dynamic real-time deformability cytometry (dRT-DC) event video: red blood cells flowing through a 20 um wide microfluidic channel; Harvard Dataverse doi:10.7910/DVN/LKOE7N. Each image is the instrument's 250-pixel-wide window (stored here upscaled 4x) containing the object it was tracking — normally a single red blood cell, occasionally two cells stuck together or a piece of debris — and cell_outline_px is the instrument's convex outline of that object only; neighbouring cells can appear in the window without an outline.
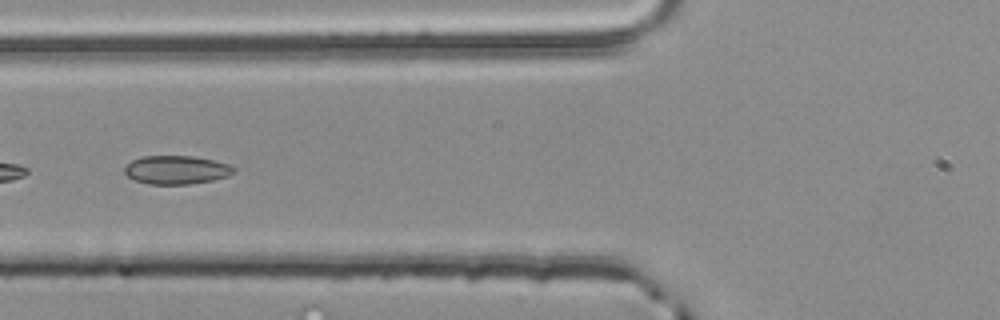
{"species": "common noctule bat (a hibernating species)", "species_latin": "Nyctalus noctula", "temperature_condition": "room temperature", "stored_images_in_passage": 31, "segment_of_instrument_passage": [2, 2], "camera_frame_rate_fps": 3000, "um_per_image_px": 0.085, "animal": {"sex": "male", "body_mass_g": 20.4}, "frame": {"image": 1, "passage_image": 22, "time_ms": 7.0, "image_size_px": [1000, 320], "cell_outline_px": [[236, 172], [228, 176], [212, 180], [188, 184], [148, 184], [136, 180], [128, 176], [124, 172], [124, 168], [132, 160], [144, 156], [192, 156], [212, 160], [228, 164], [236, 168]], "centroid_in_image_um": [15.01, 14.44], "position_along_channel_um": 110.8, "area_um2": 18.03}}
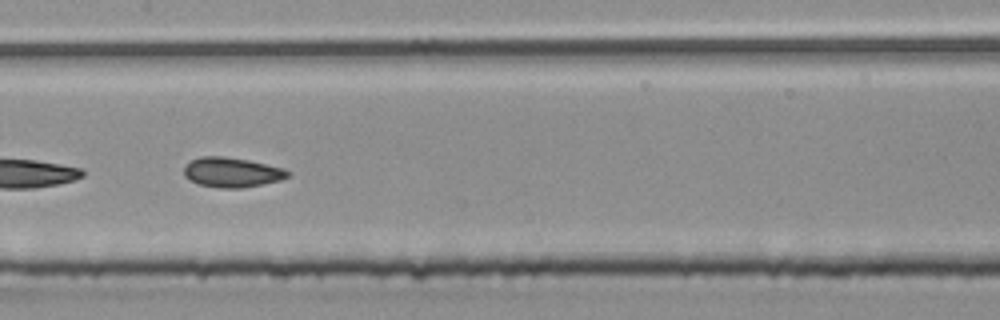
{"frame": {"image": 2, "passage_image": 28, "time_ms": 9.0, "image_size_px": [1000, 320], "cell_outline_px": [[292, 172], [288, 176], [280, 180], [240, 188], [220, 188], [200, 184], [184, 176], [184, 168], [192, 160], [200, 156], [224, 156], [248, 160], [284, 168]], "centroid_in_image_um": [19.73, 14.64], "position_along_channel_um": 187.7, "area_um2": 17.8}}